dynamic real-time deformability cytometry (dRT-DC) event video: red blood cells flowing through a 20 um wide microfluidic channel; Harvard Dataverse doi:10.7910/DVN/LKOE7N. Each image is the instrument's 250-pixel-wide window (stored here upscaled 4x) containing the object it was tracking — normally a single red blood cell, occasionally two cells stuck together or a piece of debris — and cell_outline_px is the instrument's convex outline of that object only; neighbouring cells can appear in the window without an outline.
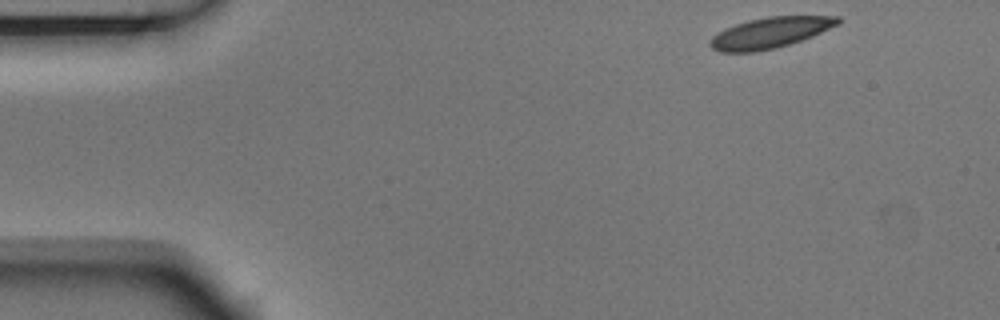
{"species": "Egyptian fruit bat (a non-hibernating species)", "species_latin": "Rousettus aegyptiacus", "temperature_condition": "room temperature", "stored_images_in_passage": 2, "camera_frame_rate_fps": 3000, "um_per_image_px": 0.085, "animal": {"sex": "male"}, "frame": {"image": 1, "passage_image": 1, "time_ms": 0.0, "image_size_px": [1000, 320], "cell_outline_px": [[844, 20], [840, 24], [812, 36], [776, 48], [752, 52], [720, 52], [712, 48], [708, 44], [708, 40], [712, 36], [724, 28], [748, 20], [768, 16], [840, 16]], "centroid_in_image_um": [65.46, 2.77], "position_along_channel_um": 19.5, "area_um2": 23.06}}